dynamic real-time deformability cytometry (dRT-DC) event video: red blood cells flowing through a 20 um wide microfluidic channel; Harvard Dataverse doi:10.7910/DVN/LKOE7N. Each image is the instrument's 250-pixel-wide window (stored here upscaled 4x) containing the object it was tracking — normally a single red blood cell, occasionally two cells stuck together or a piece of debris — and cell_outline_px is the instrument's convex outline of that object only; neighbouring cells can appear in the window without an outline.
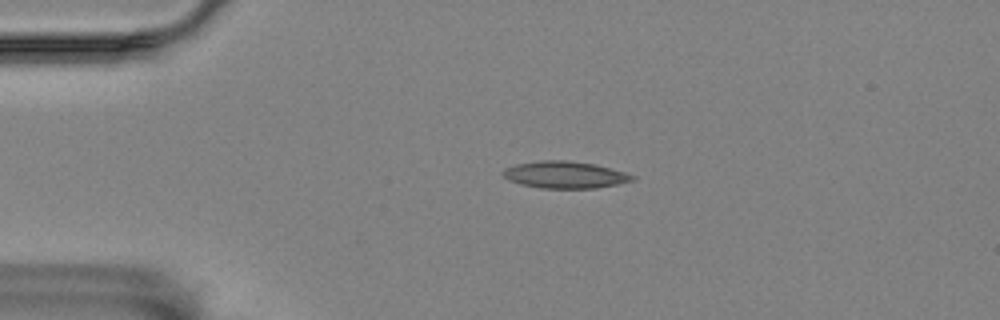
{"species": "Egyptian fruit bat (a non-hibernating species)", "species_latin": "Rousettus aegyptiacus", "temperature_condition": "room temperature", "stored_images_in_passage": 5, "camera_frame_rate_fps": 3000, "um_per_image_px": 0.085, "animal": {"sex": "female"}, "frame": {"image": 1, "passage_image": 4, "time_ms": 3.333, "image_size_px": [1000, 320], "cell_outline_px": [[636, 176], [632, 180], [616, 184], [596, 188], [540, 188], [520, 184], [508, 180], [500, 172], [504, 168], [516, 164], [540, 160], [564, 160], [596, 164], [624, 172]], "centroid_in_image_um": [47.96, 14.85], "position_along_channel_um": 37.0, "area_um2": 20.29}}